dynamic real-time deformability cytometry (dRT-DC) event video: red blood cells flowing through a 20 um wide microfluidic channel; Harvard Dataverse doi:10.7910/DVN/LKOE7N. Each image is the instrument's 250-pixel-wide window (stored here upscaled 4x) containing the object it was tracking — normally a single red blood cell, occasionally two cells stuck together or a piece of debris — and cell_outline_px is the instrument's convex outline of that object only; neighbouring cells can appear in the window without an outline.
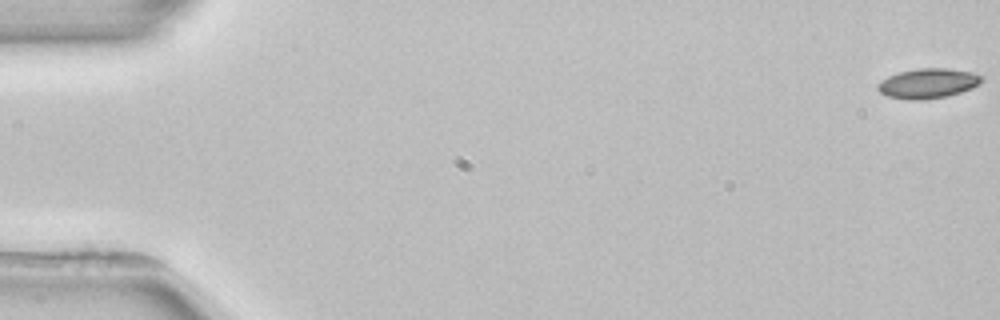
{"species": "common noctule bat (a hibernating species)", "species_latin": "Nyctalus noctula", "temperature_condition": "room temperature", "stored_images_in_passage": 5, "camera_frame_rate_fps": 3000, "um_per_image_px": 0.085, "animal": {"sex": "female", "body_mass_g": 22.7, "forearm_length_mm": 54.2}, "frame": {"image": 1, "passage_image": 1, "time_ms": 0.0, "image_size_px": [1000, 320], "cell_outline_px": [[984, 80], [980, 84], [972, 88], [948, 96], [924, 100], [904, 100], [888, 96], [880, 92], [876, 88], [876, 84], [880, 80], [888, 76], [900, 72], [916, 68], [948, 68], [972, 72], [984, 76]], "centroid_in_image_um": [78.88, 7.09], "position_along_channel_um": 6.1, "area_um2": 18.44}}
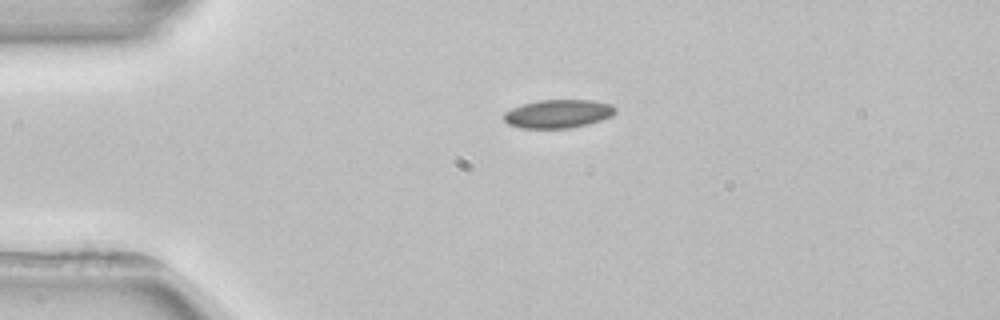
{"frame": {"image": 2, "passage_image": 4, "time_ms": 4.0, "image_size_px": [1000, 320], "cell_outline_px": [[616, 112], [612, 116], [588, 124], [572, 128], [520, 128], [508, 124], [504, 120], [504, 112], [512, 108], [524, 104], [540, 100], [592, 100], [612, 104], [616, 108]], "centroid_in_image_um": [47.46, 9.67], "position_along_channel_um": 37.5, "area_um2": 18.5}}